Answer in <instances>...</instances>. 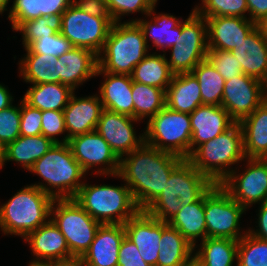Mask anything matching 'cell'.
<instances>
[{
    "mask_svg": "<svg viewBox=\"0 0 267 266\" xmlns=\"http://www.w3.org/2000/svg\"><path fill=\"white\" fill-rule=\"evenodd\" d=\"M183 158L143 143L120 158L115 178L125 181L139 208L145 210L160 196L173 169Z\"/></svg>",
    "mask_w": 267,
    "mask_h": 266,
    "instance_id": "6da1fadb",
    "label": "cell"
},
{
    "mask_svg": "<svg viewBox=\"0 0 267 266\" xmlns=\"http://www.w3.org/2000/svg\"><path fill=\"white\" fill-rule=\"evenodd\" d=\"M213 185L208 177L183 159L171 172L160 196L145 211L160 221L168 222L182 206L199 200Z\"/></svg>",
    "mask_w": 267,
    "mask_h": 266,
    "instance_id": "7a4b0ae2",
    "label": "cell"
},
{
    "mask_svg": "<svg viewBox=\"0 0 267 266\" xmlns=\"http://www.w3.org/2000/svg\"><path fill=\"white\" fill-rule=\"evenodd\" d=\"M29 172L37 174L46 183L31 185L54 199L74 198L84 183L80 179L86 175L67 143H55L33 164Z\"/></svg>",
    "mask_w": 267,
    "mask_h": 266,
    "instance_id": "3957f363",
    "label": "cell"
},
{
    "mask_svg": "<svg viewBox=\"0 0 267 266\" xmlns=\"http://www.w3.org/2000/svg\"><path fill=\"white\" fill-rule=\"evenodd\" d=\"M245 159L243 131L239 122L213 140L197 146L187 158L214 184H220L234 170L231 166Z\"/></svg>",
    "mask_w": 267,
    "mask_h": 266,
    "instance_id": "277c9868",
    "label": "cell"
},
{
    "mask_svg": "<svg viewBox=\"0 0 267 266\" xmlns=\"http://www.w3.org/2000/svg\"><path fill=\"white\" fill-rule=\"evenodd\" d=\"M54 198L33 185H27L0 206V230L4 235L24 239L51 218Z\"/></svg>",
    "mask_w": 267,
    "mask_h": 266,
    "instance_id": "5b68a950",
    "label": "cell"
},
{
    "mask_svg": "<svg viewBox=\"0 0 267 266\" xmlns=\"http://www.w3.org/2000/svg\"><path fill=\"white\" fill-rule=\"evenodd\" d=\"M144 34L136 22H114L101 53L98 68L103 72L131 75L149 53Z\"/></svg>",
    "mask_w": 267,
    "mask_h": 266,
    "instance_id": "8992f818",
    "label": "cell"
},
{
    "mask_svg": "<svg viewBox=\"0 0 267 266\" xmlns=\"http://www.w3.org/2000/svg\"><path fill=\"white\" fill-rule=\"evenodd\" d=\"M73 199L102 225H124L139 211L126 184L89 185L84 182Z\"/></svg>",
    "mask_w": 267,
    "mask_h": 266,
    "instance_id": "52a82bcc",
    "label": "cell"
},
{
    "mask_svg": "<svg viewBox=\"0 0 267 266\" xmlns=\"http://www.w3.org/2000/svg\"><path fill=\"white\" fill-rule=\"evenodd\" d=\"M145 129V144L183 159L189 157L192 135L189 114L173 111L165 106L148 120Z\"/></svg>",
    "mask_w": 267,
    "mask_h": 266,
    "instance_id": "ba28073f",
    "label": "cell"
},
{
    "mask_svg": "<svg viewBox=\"0 0 267 266\" xmlns=\"http://www.w3.org/2000/svg\"><path fill=\"white\" fill-rule=\"evenodd\" d=\"M50 219L64 235L74 257H82L85 254L102 225L73 198L54 199Z\"/></svg>",
    "mask_w": 267,
    "mask_h": 266,
    "instance_id": "9c48e42d",
    "label": "cell"
},
{
    "mask_svg": "<svg viewBox=\"0 0 267 266\" xmlns=\"http://www.w3.org/2000/svg\"><path fill=\"white\" fill-rule=\"evenodd\" d=\"M206 238H229L239 241L247 232L240 229V219L246 209L219 185L214 184L204 194ZM242 233H241V232Z\"/></svg>",
    "mask_w": 267,
    "mask_h": 266,
    "instance_id": "30bf717a",
    "label": "cell"
},
{
    "mask_svg": "<svg viewBox=\"0 0 267 266\" xmlns=\"http://www.w3.org/2000/svg\"><path fill=\"white\" fill-rule=\"evenodd\" d=\"M112 17H95L81 11L72 3L62 14L61 34L74 47L86 48L99 55L104 48Z\"/></svg>",
    "mask_w": 267,
    "mask_h": 266,
    "instance_id": "8fae6325",
    "label": "cell"
},
{
    "mask_svg": "<svg viewBox=\"0 0 267 266\" xmlns=\"http://www.w3.org/2000/svg\"><path fill=\"white\" fill-rule=\"evenodd\" d=\"M245 160V171L239 174L236 167L219 185L238 204L248 209L253 204L267 201V159Z\"/></svg>",
    "mask_w": 267,
    "mask_h": 266,
    "instance_id": "7c38bea8",
    "label": "cell"
},
{
    "mask_svg": "<svg viewBox=\"0 0 267 266\" xmlns=\"http://www.w3.org/2000/svg\"><path fill=\"white\" fill-rule=\"evenodd\" d=\"M67 144L85 173L98 166L96 175L115 177L118 174L120 159L96 130L72 137Z\"/></svg>",
    "mask_w": 267,
    "mask_h": 266,
    "instance_id": "4fadbf2b",
    "label": "cell"
},
{
    "mask_svg": "<svg viewBox=\"0 0 267 266\" xmlns=\"http://www.w3.org/2000/svg\"><path fill=\"white\" fill-rule=\"evenodd\" d=\"M265 83L245 74L225 81L221 106L240 122L263 103Z\"/></svg>",
    "mask_w": 267,
    "mask_h": 266,
    "instance_id": "5bb4252c",
    "label": "cell"
},
{
    "mask_svg": "<svg viewBox=\"0 0 267 266\" xmlns=\"http://www.w3.org/2000/svg\"><path fill=\"white\" fill-rule=\"evenodd\" d=\"M132 122H139V120L106 109L101 112L96 131L109 144L119 159L144 143V133L136 136Z\"/></svg>",
    "mask_w": 267,
    "mask_h": 266,
    "instance_id": "9a60e30c",
    "label": "cell"
},
{
    "mask_svg": "<svg viewBox=\"0 0 267 266\" xmlns=\"http://www.w3.org/2000/svg\"><path fill=\"white\" fill-rule=\"evenodd\" d=\"M125 236L132 241L150 266H157L159 243L162 235V221L139 210L124 224Z\"/></svg>",
    "mask_w": 267,
    "mask_h": 266,
    "instance_id": "2e32d148",
    "label": "cell"
},
{
    "mask_svg": "<svg viewBox=\"0 0 267 266\" xmlns=\"http://www.w3.org/2000/svg\"><path fill=\"white\" fill-rule=\"evenodd\" d=\"M102 110L103 106L97 94L77 97L74 92L63 109L67 134L64 135L62 143H67L77 135L96 130Z\"/></svg>",
    "mask_w": 267,
    "mask_h": 266,
    "instance_id": "e0dca14e",
    "label": "cell"
},
{
    "mask_svg": "<svg viewBox=\"0 0 267 266\" xmlns=\"http://www.w3.org/2000/svg\"><path fill=\"white\" fill-rule=\"evenodd\" d=\"M57 83L70 86L74 91L86 80L96 77L98 55L93 51L74 47L57 59Z\"/></svg>",
    "mask_w": 267,
    "mask_h": 266,
    "instance_id": "ac0fdd59",
    "label": "cell"
},
{
    "mask_svg": "<svg viewBox=\"0 0 267 266\" xmlns=\"http://www.w3.org/2000/svg\"><path fill=\"white\" fill-rule=\"evenodd\" d=\"M207 23L208 49L231 51L257 26L249 18L209 17Z\"/></svg>",
    "mask_w": 267,
    "mask_h": 266,
    "instance_id": "d6986e66",
    "label": "cell"
},
{
    "mask_svg": "<svg viewBox=\"0 0 267 266\" xmlns=\"http://www.w3.org/2000/svg\"><path fill=\"white\" fill-rule=\"evenodd\" d=\"M24 241L30 245L31 253L35 257L31 262L50 263L74 257L70 253L64 235L51 219L29 233Z\"/></svg>",
    "mask_w": 267,
    "mask_h": 266,
    "instance_id": "ffe728a7",
    "label": "cell"
},
{
    "mask_svg": "<svg viewBox=\"0 0 267 266\" xmlns=\"http://www.w3.org/2000/svg\"><path fill=\"white\" fill-rule=\"evenodd\" d=\"M189 116L192 127L191 152L204 142L213 140L235 123L221 105H200Z\"/></svg>",
    "mask_w": 267,
    "mask_h": 266,
    "instance_id": "44dd1931",
    "label": "cell"
},
{
    "mask_svg": "<svg viewBox=\"0 0 267 266\" xmlns=\"http://www.w3.org/2000/svg\"><path fill=\"white\" fill-rule=\"evenodd\" d=\"M230 52L240 63L243 74L266 82L267 38L258 25Z\"/></svg>",
    "mask_w": 267,
    "mask_h": 266,
    "instance_id": "7402d4cb",
    "label": "cell"
},
{
    "mask_svg": "<svg viewBox=\"0 0 267 266\" xmlns=\"http://www.w3.org/2000/svg\"><path fill=\"white\" fill-rule=\"evenodd\" d=\"M124 237L123 224L101 225L81 257L85 266H118L119 247Z\"/></svg>",
    "mask_w": 267,
    "mask_h": 266,
    "instance_id": "603a6c76",
    "label": "cell"
},
{
    "mask_svg": "<svg viewBox=\"0 0 267 266\" xmlns=\"http://www.w3.org/2000/svg\"><path fill=\"white\" fill-rule=\"evenodd\" d=\"M101 74L104 81L98 93L103 109L134 117L131 75L103 72L97 68L96 76Z\"/></svg>",
    "mask_w": 267,
    "mask_h": 266,
    "instance_id": "cb8c5ba5",
    "label": "cell"
},
{
    "mask_svg": "<svg viewBox=\"0 0 267 266\" xmlns=\"http://www.w3.org/2000/svg\"><path fill=\"white\" fill-rule=\"evenodd\" d=\"M155 7L148 13L149 17L152 16L151 20L135 18L125 22H136L139 25L148 48L150 46L148 41L151 40L153 46L156 47L155 49H161L165 52L167 48L169 49L179 44V37L182 32V20L184 19L176 18L174 15L167 13H161L156 16ZM149 37L150 39H148Z\"/></svg>",
    "mask_w": 267,
    "mask_h": 266,
    "instance_id": "d4e9b609",
    "label": "cell"
},
{
    "mask_svg": "<svg viewBox=\"0 0 267 266\" xmlns=\"http://www.w3.org/2000/svg\"><path fill=\"white\" fill-rule=\"evenodd\" d=\"M165 95L166 106L173 111L190 114L203 105L198 80L192 73L173 75Z\"/></svg>",
    "mask_w": 267,
    "mask_h": 266,
    "instance_id": "484cf974",
    "label": "cell"
},
{
    "mask_svg": "<svg viewBox=\"0 0 267 266\" xmlns=\"http://www.w3.org/2000/svg\"><path fill=\"white\" fill-rule=\"evenodd\" d=\"M54 144L52 140L44 135H20L4 148V156L0 164V169L3 168L7 161H14L29 171L33 164L43 157Z\"/></svg>",
    "mask_w": 267,
    "mask_h": 266,
    "instance_id": "4316f807",
    "label": "cell"
},
{
    "mask_svg": "<svg viewBox=\"0 0 267 266\" xmlns=\"http://www.w3.org/2000/svg\"><path fill=\"white\" fill-rule=\"evenodd\" d=\"M239 123L246 158L267 159V106L262 103Z\"/></svg>",
    "mask_w": 267,
    "mask_h": 266,
    "instance_id": "83f0119b",
    "label": "cell"
},
{
    "mask_svg": "<svg viewBox=\"0 0 267 266\" xmlns=\"http://www.w3.org/2000/svg\"><path fill=\"white\" fill-rule=\"evenodd\" d=\"M157 266H188L193 262L194 247L179 231L162 221Z\"/></svg>",
    "mask_w": 267,
    "mask_h": 266,
    "instance_id": "f1b7e54d",
    "label": "cell"
},
{
    "mask_svg": "<svg viewBox=\"0 0 267 266\" xmlns=\"http://www.w3.org/2000/svg\"><path fill=\"white\" fill-rule=\"evenodd\" d=\"M200 245V246H199ZM193 254L196 266H233L237 259L238 241L229 238H205Z\"/></svg>",
    "mask_w": 267,
    "mask_h": 266,
    "instance_id": "f546056e",
    "label": "cell"
},
{
    "mask_svg": "<svg viewBox=\"0 0 267 266\" xmlns=\"http://www.w3.org/2000/svg\"><path fill=\"white\" fill-rule=\"evenodd\" d=\"M75 91L61 83H42L29 87L22 99L41 111H63Z\"/></svg>",
    "mask_w": 267,
    "mask_h": 266,
    "instance_id": "4dcf8cb0",
    "label": "cell"
},
{
    "mask_svg": "<svg viewBox=\"0 0 267 266\" xmlns=\"http://www.w3.org/2000/svg\"><path fill=\"white\" fill-rule=\"evenodd\" d=\"M194 247L198 237L206 238V220L204 211V195L187 206H182L177 214L168 222Z\"/></svg>",
    "mask_w": 267,
    "mask_h": 266,
    "instance_id": "1f68e13d",
    "label": "cell"
},
{
    "mask_svg": "<svg viewBox=\"0 0 267 266\" xmlns=\"http://www.w3.org/2000/svg\"><path fill=\"white\" fill-rule=\"evenodd\" d=\"M156 53H149L134 67L131 74L132 81L158 87L166 92L174 74L169 69L166 52L163 54Z\"/></svg>",
    "mask_w": 267,
    "mask_h": 266,
    "instance_id": "d6a6232c",
    "label": "cell"
},
{
    "mask_svg": "<svg viewBox=\"0 0 267 266\" xmlns=\"http://www.w3.org/2000/svg\"><path fill=\"white\" fill-rule=\"evenodd\" d=\"M26 55L19 62L20 76L31 85L57 83V57L33 53L25 48Z\"/></svg>",
    "mask_w": 267,
    "mask_h": 266,
    "instance_id": "836d02e7",
    "label": "cell"
},
{
    "mask_svg": "<svg viewBox=\"0 0 267 266\" xmlns=\"http://www.w3.org/2000/svg\"><path fill=\"white\" fill-rule=\"evenodd\" d=\"M134 118L141 121L155 116L166 106V95L163 89L132 82Z\"/></svg>",
    "mask_w": 267,
    "mask_h": 266,
    "instance_id": "e575fe53",
    "label": "cell"
},
{
    "mask_svg": "<svg viewBox=\"0 0 267 266\" xmlns=\"http://www.w3.org/2000/svg\"><path fill=\"white\" fill-rule=\"evenodd\" d=\"M191 73L198 80L202 104L221 105L225 80L213 65L205 59Z\"/></svg>",
    "mask_w": 267,
    "mask_h": 266,
    "instance_id": "d590c367",
    "label": "cell"
},
{
    "mask_svg": "<svg viewBox=\"0 0 267 266\" xmlns=\"http://www.w3.org/2000/svg\"><path fill=\"white\" fill-rule=\"evenodd\" d=\"M171 50L170 59H167L170 71L175 74L191 73L192 70L208 54L207 45L178 44L169 48Z\"/></svg>",
    "mask_w": 267,
    "mask_h": 266,
    "instance_id": "8d00e7d4",
    "label": "cell"
},
{
    "mask_svg": "<svg viewBox=\"0 0 267 266\" xmlns=\"http://www.w3.org/2000/svg\"><path fill=\"white\" fill-rule=\"evenodd\" d=\"M62 14H52L23 22L15 31L22 34V44L28 48L34 41L61 32Z\"/></svg>",
    "mask_w": 267,
    "mask_h": 266,
    "instance_id": "74e56055",
    "label": "cell"
},
{
    "mask_svg": "<svg viewBox=\"0 0 267 266\" xmlns=\"http://www.w3.org/2000/svg\"><path fill=\"white\" fill-rule=\"evenodd\" d=\"M237 266H267V240L246 232L238 241Z\"/></svg>",
    "mask_w": 267,
    "mask_h": 266,
    "instance_id": "f35d334b",
    "label": "cell"
},
{
    "mask_svg": "<svg viewBox=\"0 0 267 266\" xmlns=\"http://www.w3.org/2000/svg\"><path fill=\"white\" fill-rule=\"evenodd\" d=\"M201 5L194 10L204 18L209 17H243L248 18V7L246 0H201Z\"/></svg>",
    "mask_w": 267,
    "mask_h": 266,
    "instance_id": "ab89813d",
    "label": "cell"
},
{
    "mask_svg": "<svg viewBox=\"0 0 267 266\" xmlns=\"http://www.w3.org/2000/svg\"><path fill=\"white\" fill-rule=\"evenodd\" d=\"M179 38L180 44L207 45L206 19L192 9L188 18L182 21V32Z\"/></svg>",
    "mask_w": 267,
    "mask_h": 266,
    "instance_id": "60d3db41",
    "label": "cell"
},
{
    "mask_svg": "<svg viewBox=\"0 0 267 266\" xmlns=\"http://www.w3.org/2000/svg\"><path fill=\"white\" fill-rule=\"evenodd\" d=\"M21 101L8 108L0 110V143L5 148L20 136Z\"/></svg>",
    "mask_w": 267,
    "mask_h": 266,
    "instance_id": "b9f144b4",
    "label": "cell"
},
{
    "mask_svg": "<svg viewBox=\"0 0 267 266\" xmlns=\"http://www.w3.org/2000/svg\"><path fill=\"white\" fill-rule=\"evenodd\" d=\"M206 59L213 65L225 81L243 74L240 63L230 51L208 49Z\"/></svg>",
    "mask_w": 267,
    "mask_h": 266,
    "instance_id": "7bdbcfd3",
    "label": "cell"
},
{
    "mask_svg": "<svg viewBox=\"0 0 267 266\" xmlns=\"http://www.w3.org/2000/svg\"><path fill=\"white\" fill-rule=\"evenodd\" d=\"M114 22H121L122 16L141 12L148 16L158 0H105Z\"/></svg>",
    "mask_w": 267,
    "mask_h": 266,
    "instance_id": "ee69618b",
    "label": "cell"
},
{
    "mask_svg": "<svg viewBox=\"0 0 267 266\" xmlns=\"http://www.w3.org/2000/svg\"><path fill=\"white\" fill-rule=\"evenodd\" d=\"M33 53L51 55L59 58L74 48L73 44L60 32L52 36L41 37L28 47Z\"/></svg>",
    "mask_w": 267,
    "mask_h": 266,
    "instance_id": "f6af8a7d",
    "label": "cell"
},
{
    "mask_svg": "<svg viewBox=\"0 0 267 266\" xmlns=\"http://www.w3.org/2000/svg\"><path fill=\"white\" fill-rule=\"evenodd\" d=\"M8 11V19L15 32L23 22L39 17V0H14Z\"/></svg>",
    "mask_w": 267,
    "mask_h": 266,
    "instance_id": "bcb514c9",
    "label": "cell"
},
{
    "mask_svg": "<svg viewBox=\"0 0 267 266\" xmlns=\"http://www.w3.org/2000/svg\"><path fill=\"white\" fill-rule=\"evenodd\" d=\"M20 135H42V111L21 99Z\"/></svg>",
    "mask_w": 267,
    "mask_h": 266,
    "instance_id": "7dc6e473",
    "label": "cell"
},
{
    "mask_svg": "<svg viewBox=\"0 0 267 266\" xmlns=\"http://www.w3.org/2000/svg\"><path fill=\"white\" fill-rule=\"evenodd\" d=\"M63 133H66L63 111H42V135L54 143H62V140L56 137Z\"/></svg>",
    "mask_w": 267,
    "mask_h": 266,
    "instance_id": "c3c4849f",
    "label": "cell"
},
{
    "mask_svg": "<svg viewBox=\"0 0 267 266\" xmlns=\"http://www.w3.org/2000/svg\"><path fill=\"white\" fill-rule=\"evenodd\" d=\"M118 266H150L141 257L136 245L126 236L119 247Z\"/></svg>",
    "mask_w": 267,
    "mask_h": 266,
    "instance_id": "681fc988",
    "label": "cell"
},
{
    "mask_svg": "<svg viewBox=\"0 0 267 266\" xmlns=\"http://www.w3.org/2000/svg\"><path fill=\"white\" fill-rule=\"evenodd\" d=\"M81 11L95 17H111L105 0H73Z\"/></svg>",
    "mask_w": 267,
    "mask_h": 266,
    "instance_id": "f907efd6",
    "label": "cell"
},
{
    "mask_svg": "<svg viewBox=\"0 0 267 266\" xmlns=\"http://www.w3.org/2000/svg\"><path fill=\"white\" fill-rule=\"evenodd\" d=\"M73 0H39V17L63 14Z\"/></svg>",
    "mask_w": 267,
    "mask_h": 266,
    "instance_id": "816d5d0a",
    "label": "cell"
},
{
    "mask_svg": "<svg viewBox=\"0 0 267 266\" xmlns=\"http://www.w3.org/2000/svg\"><path fill=\"white\" fill-rule=\"evenodd\" d=\"M248 18L255 24H259L267 17V0H246Z\"/></svg>",
    "mask_w": 267,
    "mask_h": 266,
    "instance_id": "f5cc1de1",
    "label": "cell"
},
{
    "mask_svg": "<svg viewBox=\"0 0 267 266\" xmlns=\"http://www.w3.org/2000/svg\"><path fill=\"white\" fill-rule=\"evenodd\" d=\"M259 205V212L257 214L258 221L256 222L258 224L256 226L257 229L253 230V228H248L247 232L256 238L267 240V201Z\"/></svg>",
    "mask_w": 267,
    "mask_h": 266,
    "instance_id": "db71d44e",
    "label": "cell"
},
{
    "mask_svg": "<svg viewBox=\"0 0 267 266\" xmlns=\"http://www.w3.org/2000/svg\"><path fill=\"white\" fill-rule=\"evenodd\" d=\"M7 89L8 88L2 85V83L0 84V110L8 108L13 104L12 101H14V98L10 94L11 92H9Z\"/></svg>",
    "mask_w": 267,
    "mask_h": 266,
    "instance_id": "11a10c76",
    "label": "cell"
},
{
    "mask_svg": "<svg viewBox=\"0 0 267 266\" xmlns=\"http://www.w3.org/2000/svg\"><path fill=\"white\" fill-rule=\"evenodd\" d=\"M53 266H85L81 257H73L67 260L53 261Z\"/></svg>",
    "mask_w": 267,
    "mask_h": 266,
    "instance_id": "9f6ffc18",
    "label": "cell"
},
{
    "mask_svg": "<svg viewBox=\"0 0 267 266\" xmlns=\"http://www.w3.org/2000/svg\"><path fill=\"white\" fill-rule=\"evenodd\" d=\"M260 29L262 30L263 35L267 38V17L258 24Z\"/></svg>",
    "mask_w": 267,
    "mask_h": 266,
    "instance_id": "6f0895ef",
    "label": "cell"
},
{
    "mask_svg": "<svg viewBox=\"0 0 267 266\" xmlns=\"http://www.w3.org/2000/svg\"><path fill=\"white\" fill-rule=\"evenodd\" d=\"M10 0H0V15L3 14L7 10V5L9 4Z\"/></svg>",
    "mask_w": 267,
    "mask_h": 266,
    "instance_id": "680465c9",
    "label": "cell"
},
{
    "mask_svg": "<svg viewBox=\"0 0 267 266\" xmlns=\"http://www.w3.org/2000/svg\"><path fill=\"white\" fill-rule=\"evenodd\" d=\"M28 266H53V262L44 263V262H29Z\"/></svg>",
    "mask_w": 267,
    "mask_h": 266,
    "instance_id": "91938a15",
    "label": "cell"
},
{
    "mask_svg": "<svg viewBox=\"0 0 267 266\" xmlns=\"http://www.w3.org/2000/svg\"><path fill=\"white\" fill-rule=\"evenodd\" d=\"M3 156H4V147L0 143V164L3 160Z\"/></svg>",
    "mask_w": 267,
    "mask_h": 266,
    "instance_id": "94428289",
    "label": "cell"
},
{
    "mask_svg": "<svg viewBox=\"0 0 267 266\" xmlns=\"http://www.w3.org/2000/svg\"><path fill=\"white\" fill-rule=\"evenodd\" d=\"M263 103L267 106V91H265Z\"/></svg>",
    "mask_w": 267,
    "mask_h": 266,
    "instance_id": "6125c7cd",
    "label": "cell"
},
{
    "mask_svg": "<svg viewBox=\"0 0 267 266\" xmlns=\"http://www.w3.org/2000/svg\"><path fill=\"white\" fill-rule=\"evenodd\" d=\"M188 266H196V264L194 262H192L191 264H189Z\"/></svg>",
    "mask_w": 267,
    "mask_h": 266,
    "instance_id": "be15d7a7",
    "label": "cell"
},
{
    "mask_svg": "<svg viewBox=\"0 0 267 266\" xmlns=\"http://www.w3.org/2000/svg\"><path fill=\"white\" fill-rule=\"evenodd\" d=\"M265 89H266V91H267V80H266V82H265Z\"/></svg>",
    "mask_w": 267,
    "mask_h": 266,
    "instance_id": "e7e4bbea",
    "label": "cell"
}]
</instances>
